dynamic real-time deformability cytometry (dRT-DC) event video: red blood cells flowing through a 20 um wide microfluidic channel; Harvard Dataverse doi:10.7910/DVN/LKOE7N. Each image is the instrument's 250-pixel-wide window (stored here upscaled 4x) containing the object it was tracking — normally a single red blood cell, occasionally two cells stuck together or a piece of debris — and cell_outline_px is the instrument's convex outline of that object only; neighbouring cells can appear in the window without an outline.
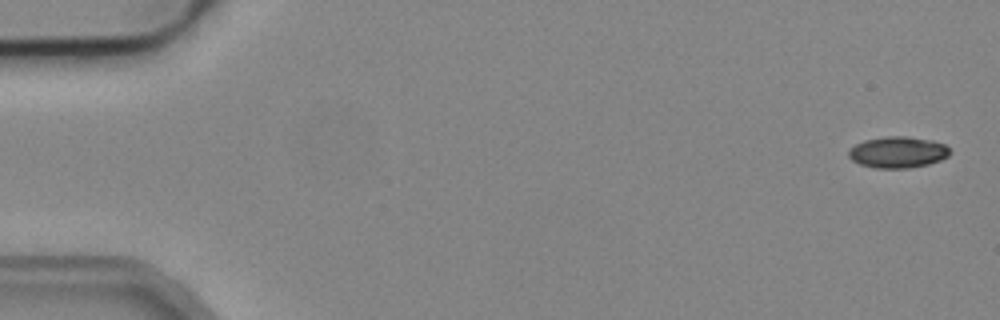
{"species": "common noctule bat (a hibernating species)", "species_latin": "Nyctalus noctula", "temperature_condition": "cold", "stored_images_in_passage": 3, "segment_of_instrument_passage": [2, 2], "camera_frame_rate_fps": 3000, "um_per_image_px": 0.085, "animal": {"sex": "male", "body_mass_g": 19.2, "forearm_length_mm": 51.8}, "frame": {"image": 1, "passage_image": 3, "time_ms": 0.667, "image_size_px": [1000, 320], "cell_outline_px": [[948, 156], [940, 160], [928, 164], [908, 168], [876, 168], [860, 164], [852, 160], [848, 156], [848, 148], [864, 140], [888, 136], [908, 136], [932, 140], [944, 144], [948, 148]], "centroid_in_image_um": [76.28, 12.93], "position_along_channel_um": 8.7, "area_um2": 18.44}}